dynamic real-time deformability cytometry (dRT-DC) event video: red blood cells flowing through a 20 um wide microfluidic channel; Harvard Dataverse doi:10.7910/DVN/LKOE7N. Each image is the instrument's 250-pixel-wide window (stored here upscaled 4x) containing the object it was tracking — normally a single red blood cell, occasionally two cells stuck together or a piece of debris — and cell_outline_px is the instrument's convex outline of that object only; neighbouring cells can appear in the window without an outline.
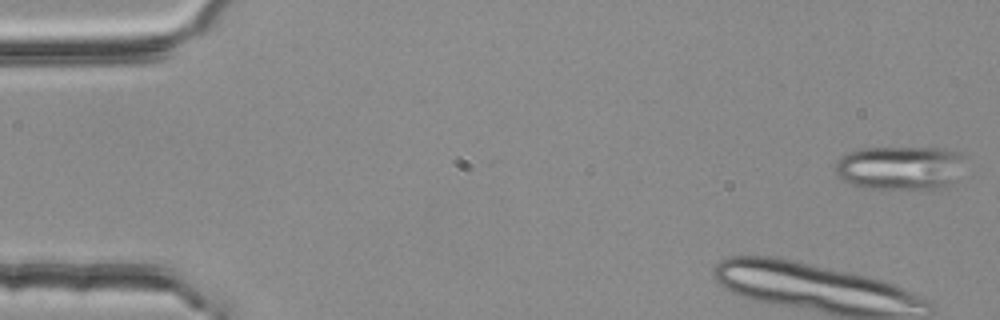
{"species": "common noctule bat (a hibernating species)", "species_latin": "Nyctalus noctula", "temperature_condition": "room temperature", "stored_images_in_passage": 4, "camera_frame_rate_fps": 3000, "um_per_image_px": 0.085, "animal": {"sex": "female", "body_mass_g": 25.1}, "frame": {"image": 1, "passage_image": 1, "time_ms": 0.0, "image_size_px": [1000, 320], "cell_outline_px": [[960, 156], [952, 180], [948, 188], [864, 188], [840, 180], [836, 176], [836, 164], [840, 156], [848, 152], [860, 148], [944, 148], [960, 152]], "centroid_in_image_um": [76.36, 14.25], "position_along_channel_um": 8.6, "area_um2": 32.48}}